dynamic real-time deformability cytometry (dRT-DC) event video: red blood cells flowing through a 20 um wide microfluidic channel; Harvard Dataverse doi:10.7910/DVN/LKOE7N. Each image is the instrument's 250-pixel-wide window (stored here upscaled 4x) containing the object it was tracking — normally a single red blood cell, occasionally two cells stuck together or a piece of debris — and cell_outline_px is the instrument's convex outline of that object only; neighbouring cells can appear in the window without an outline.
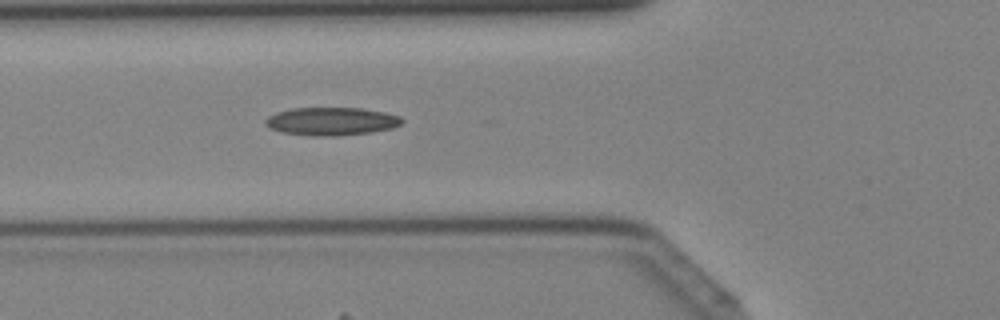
{"species": "Egyptian fruit bat (a non-hibernating species)", "species_latin": "Rousettus aegyptiacus", "temperature_condition": "cold", "stored_images_in_passage": 39, "camera_frame_rate_fps": 3000, "um_per_image_px": 0.085, "animal": {"sex": "female"}, "frame": {"image": 1, "passage_image": 12, "time_ms": 3.667, "image_size_px": [1000, 320], "cell_outline_px": [[404, 120], [400, 124], [392, 128], [372, 132], [336, 136], [312, 136], [280, 132], [268, 128], [264, 124], [264, 120], [268, 116], [276, 112], [292, 108], [360, 108], [384, 112], [400, 116]], "centroid_in_image_um": [28.13, 10.32], "position_along_channel_um": 97.7, "area_um2": 22.48}}
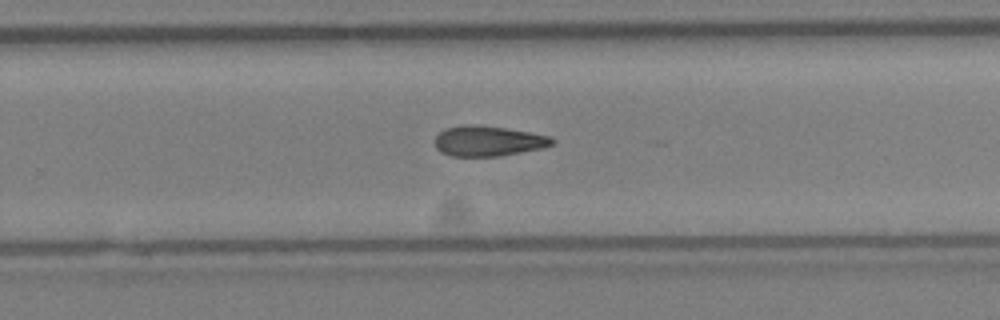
{"frame": {"image": 2, "passage_image": 24, "time_ms": 7.667, "image_size_px": [1000, 320], "cell_outline_px": [[556, 140], [552, 144], [544, 148], [500, 156], [452, 156], [440, 152], [436, 148], [436, 136], [444, 128], [464, 124], [476, 124], [504, 128], [552, 136]], "centroid_in_image_um": [41.5, 11.98], "position_along_channel_um": 288.3, "area_um2": 20.81}}
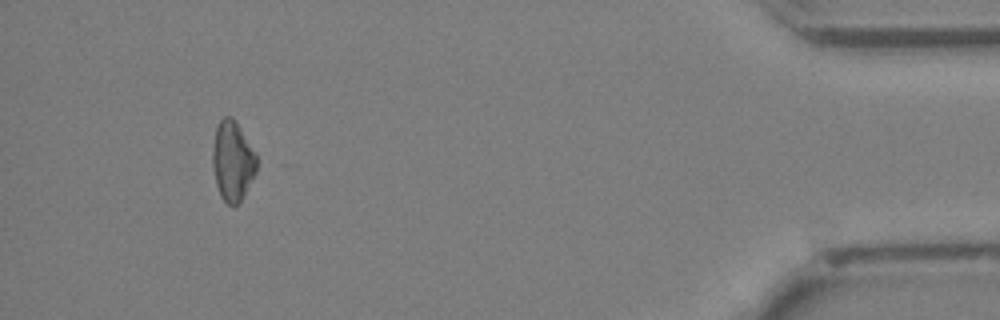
{"frame": {"image": 3, "passage_image": 36, "time_ms": 11.667, "image_size_px": [1000, 320], "cell_outline_px": [[256, 172], [244, 196], [236, 204], [228, 204], [220, 196], [216, 184], [212, 164], [212, 148], [216, 128], [220, 120], [224, 116], [232, 116], [236, 120], [256, 152]], "centroid_in_image_um": [19.77, 13.65], "position_along_channel_um": 415.4, "area_um2": 20.63}}